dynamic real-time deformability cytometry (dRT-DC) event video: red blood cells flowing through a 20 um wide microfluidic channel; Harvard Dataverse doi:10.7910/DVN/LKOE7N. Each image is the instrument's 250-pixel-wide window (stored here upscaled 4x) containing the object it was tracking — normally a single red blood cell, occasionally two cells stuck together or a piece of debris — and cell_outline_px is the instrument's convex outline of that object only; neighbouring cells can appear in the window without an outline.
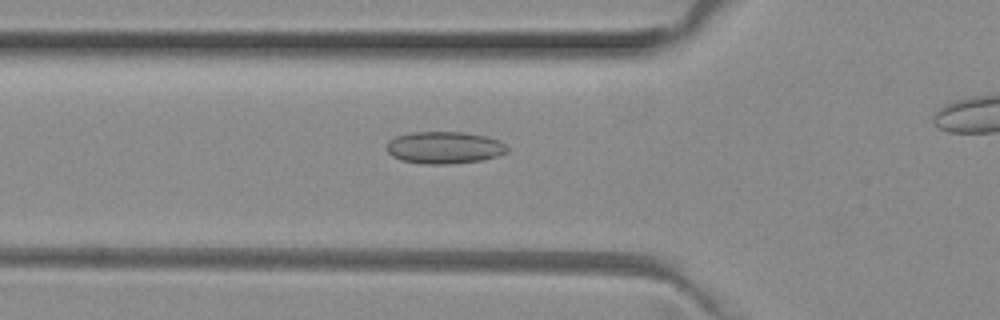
{"species": "common noctule bat (a hibernating species)", "species_latin": "Nyctalus noctula", "temperature_condition": "room temperature", "stored_images_in_passage": 26, "camera_frame_rate_fps": 3000, "um_per_image_px": 0.085, "animal": {"sex": "female", "body_mass_g": 29.2, "forearm_length_mm": 56.3}, "frame": {"image": 1, "passage_image": 2, "time_ms": 0.333, "image_size_px": [1000, 320], "cell_outline_px": [[508, 152], [484, 160], [448, 164], [424, 164], [400, 160], [392, 156], [384, 148], [388, 140], [396, 136], [412, 132], [464, 132], [488, 136], [500, 140], [508, 148]], "centroid_in_image_um": [37.75, 12.54], "position_along_channel_um": 88.0, "area_um2": 22.89}}
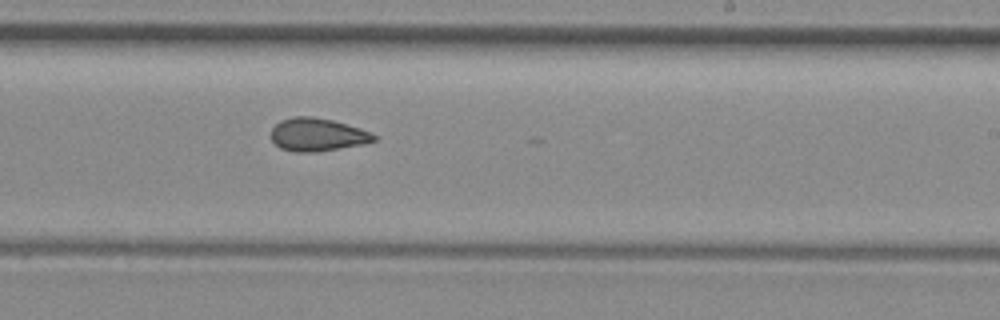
{"frame": {"image": 2, "passage_image": 15, "time_ms": 4.667, "image_size_px": [1000, 320], "cell_outline_px": [[376, 140], [364, 144], [316, 152], [292, 152], [280, 148], [272, 140], [272, 128], [280, 120], [292, 116], [312, 116], [332, 120], [360, 128], [372, 132], [376, 136]], "centroid_in_image_um": [26.98, 11.44], "position_along_channel_um": 262.0, "area_um2": 19.88}}
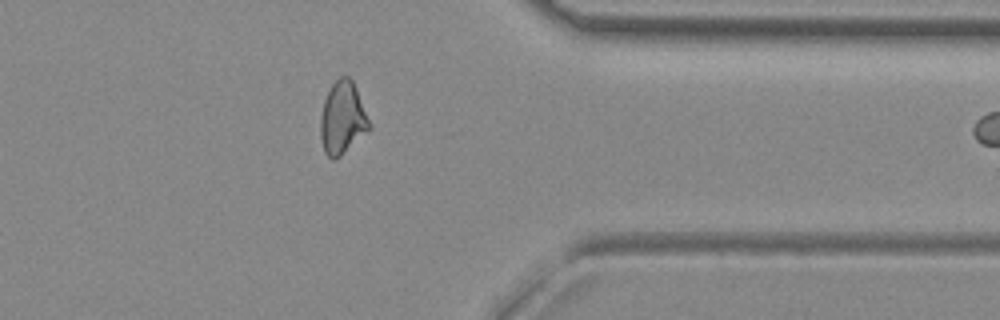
{"frame": {"image": 3, "passage_image": 25, "time_ms": 8.0, "image_size_px": [1000, 320], "cell_outline_px": [[372, 128], [336, 160], [332, 160], [324, 152], [320, 136], [320, 116], [324, 100], [332, 84], [340, 76], [348, 76], [352, 80], [356, 88]], "centroid_in_image_um": [29.1, 10.06], "position_along_channel_um": 382.3, "area_um2": 20.63}}